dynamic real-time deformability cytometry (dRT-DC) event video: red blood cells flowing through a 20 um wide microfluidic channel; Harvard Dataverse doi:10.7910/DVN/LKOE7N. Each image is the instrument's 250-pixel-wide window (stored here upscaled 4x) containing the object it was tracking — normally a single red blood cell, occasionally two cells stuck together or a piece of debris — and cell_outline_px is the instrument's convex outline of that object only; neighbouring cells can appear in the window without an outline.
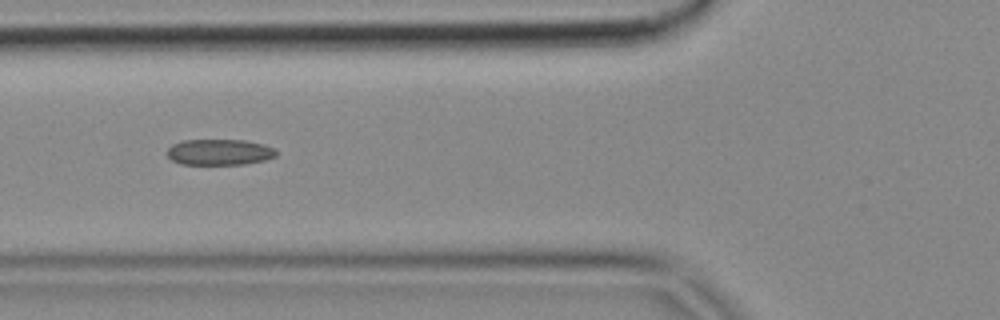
{"species": "common noctule bat (a hibernating species)", "species_latin": "Nyctalus noctula", "temperature_condition": "cold", "stored_images_in_passage": 10, "camera_frame_rate_fps": 3000, "um_per_image_px": 0.085, "animal": {"sex": "female", "body_mass_g": 18.4}, "frame": {"image": 1, "passage_image": 4, "time_ms": 1.0, "image_size_px": [1000, 320], "cell_outline_px": [[276, 156], [264, 160], [244, 164], [180, 164], [172, 160], [168, 156], [168, 148], [172, 144], [184, 140], [244, 140], [264, 144], [272, 148], [276, 152]], "centroid_in_image_um": [18.63, 12.93], "position_along_channel_um": 107.2, "area_um2": 16.36}}
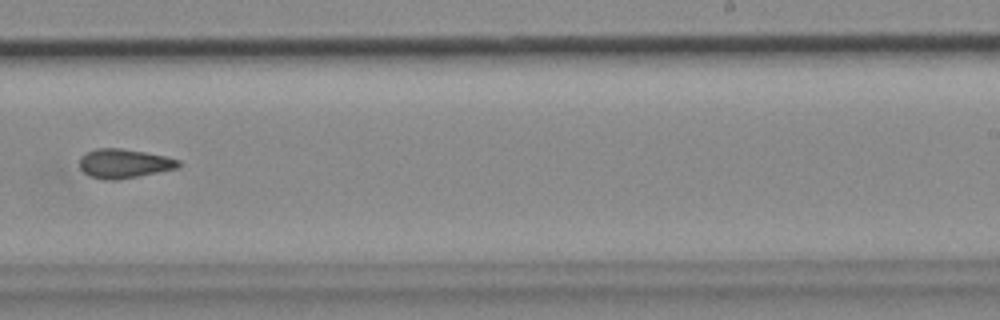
{"frame": {"image": 2, "passage_image": 8, "time_ms": 2.333, "image_size_px": [1000, 320], "cell_outline_px": [[180, 168], [116, 180], [104, 180], [88, 176], [80, 168], [80, 156], [96, 148], [120, 148], [144, 152], [164, 156], [180, 160]], "centroid_in_image_um": [10.54, 13.9], "position_along_channel_um": 278.5, "area_um2": 16.82}}